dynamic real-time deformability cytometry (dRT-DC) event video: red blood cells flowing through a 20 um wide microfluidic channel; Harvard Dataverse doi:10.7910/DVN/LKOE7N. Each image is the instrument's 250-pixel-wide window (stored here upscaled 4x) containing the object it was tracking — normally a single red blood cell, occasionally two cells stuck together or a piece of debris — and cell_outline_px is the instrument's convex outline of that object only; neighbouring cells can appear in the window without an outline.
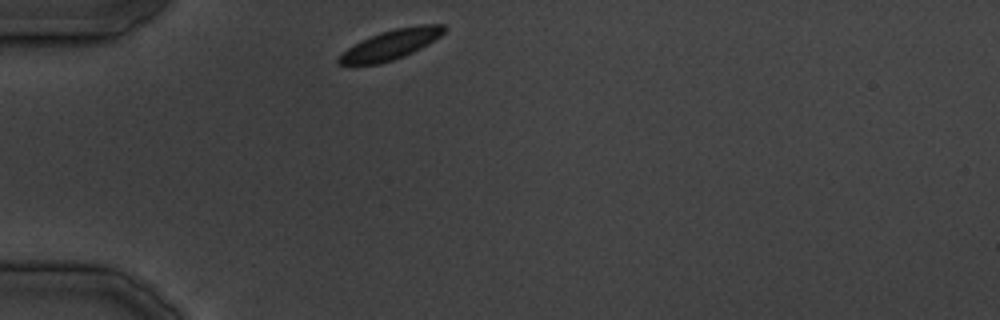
{"species": "common noctule bat (a hibernating species)", "species_latin": "Nyctalus noctula", "temperature_condition": "cold", "stored_images_in_passage": 14, "camera_frame_rate_fps": 3000, "um_per_image_px": 0.085, "animal": {"sex": "male", "body_mass_g": 19.5, "forearm_length_mm": 54.6}, "frame": {"image": 1, "passage_image": 1, "time_ms": 0.0, "image_size_px": [1000, 320], "cell_outline_px": [[448, 28], [440, 36], [428, 44], [404, 56], [380, 64], [340, 64], [336, 60], [352, 44], [360, 40], [380, 32], [396, 28], [420, 24], [444, 24]], "centroid_in_image_um": [33.25, 3.77], "position_along_channel_um": 51.8, "area_um2": 18.15}}
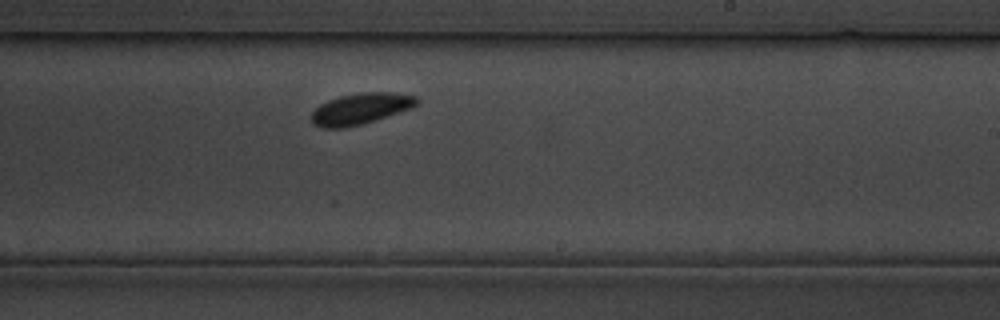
{"frame": {"image": 2, "passage_image": 14, "time_ms": 16.0, "image_size_px": [1000, 320], "cell_outline_px": [[420, 100], [412, 108], [376, 120], [344, 128], [320, 128], [312, 124], [312, 112], [320, 104], [328, 100], [340, 96], [364, 92], [392, 92], [416, 96]], "centroid_in_image_um": [30.65, 9.24], "position_along_channel_um": 258.4, "area_um2": 19.13}}